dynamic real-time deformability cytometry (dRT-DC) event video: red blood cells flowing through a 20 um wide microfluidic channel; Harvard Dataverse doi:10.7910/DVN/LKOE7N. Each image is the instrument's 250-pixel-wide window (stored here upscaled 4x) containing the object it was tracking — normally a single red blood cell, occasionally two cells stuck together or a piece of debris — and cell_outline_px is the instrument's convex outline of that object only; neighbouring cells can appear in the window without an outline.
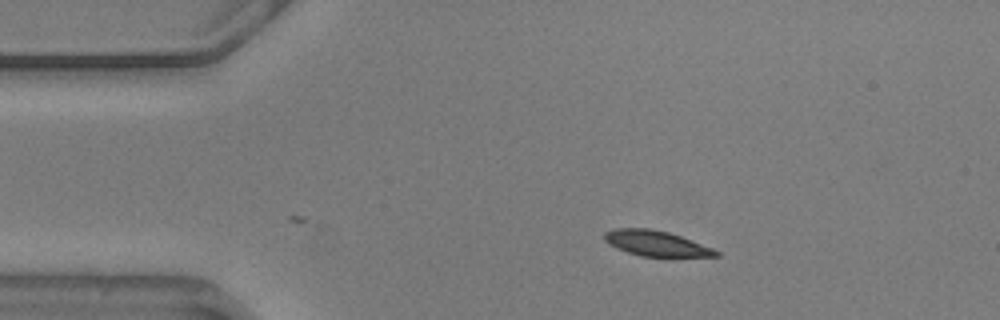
{"species": "common noctule bat (a hibernating species)", "species_latin": "Nyctalus noctula", "temperature_condition": "warm", "stored_images_in_passage": 38, "camera_frame_rate_fps": 3000, "um_per_image_px": 0.085, "animal": {"sex": "male", "body_mass_g": 20.5, "forearm_length_mm": 52.5}, "frame": {"image": 1, "passage_image": 1, "time_ms": 0.0, "image_size_px": [1000, 320], "cell_outline_px": [[720, 256], [640, 256], [616, 248], [604, 240], [604, 232], [616, 228], [648, 228], [668, 232], [680, 236], [712, 248], [720, 252]], "centroid_in_image_um": [55.74, 20.68], "position_along_channel_um": 29.3, "area_um2": 16.24}}
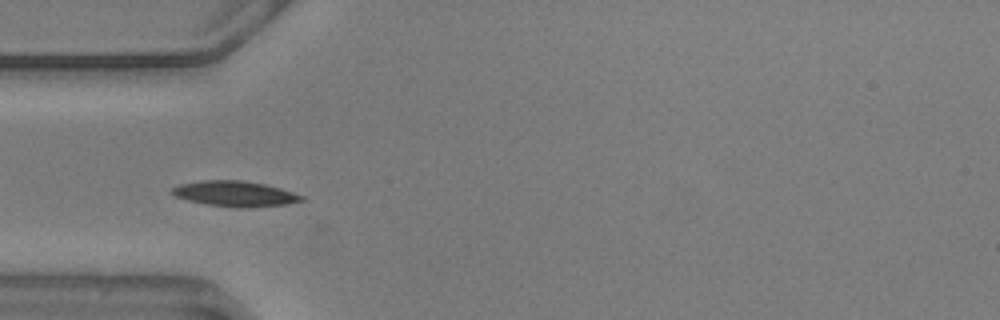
{"frame": {"image": 2, "passage_image": 8, "time_ms": 2.333, "image_size_px": [1000, 320], "cell_outline_px": [[304, 200], [284, 204], [248, 208], [236, 208], [208, 204], [188, 200], [176, 196], [168, 192], [172, 188], [180, 184], [200, 180], [240, 180], [264, 184], [280, 188], [304, 196]], "centroid_in_image_um": [19.94, 16.46], "position_along_channel_um": 65.1, "area_um2": 19.13}}
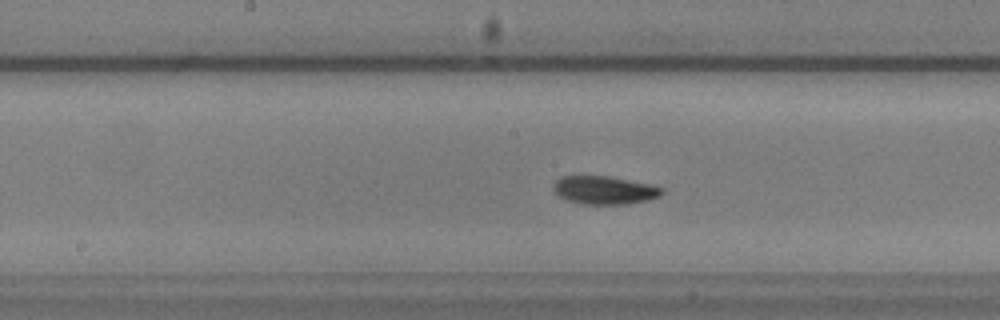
{"frame": {"image": 3, "passage_image": 19, "time_ms": 6.0, "image_size_px": [1000, 320], "cell_outline_px": [[664, 192], [660, 196], [648, 200], [624, 204], [584, 204], [568, 200], [560, 196], [552, 188], [552, 184], [560, 176], [608, 176], [652, 184], [664, 188]], "centroid_in_image_um": [51.4, 16.15], "position_along_channel_um": 196.8, "area_um2": 17.86}, "authors_computed_cell_mechanics": {"area_um2": 17.8024, "velocity_mm_per_s": 3.571, "shape_relaxation_time_tau1_ms": 2.987, "shape_relaxation_time_tau2_ms": 3.8871, "deformation_change_tau1": 0.0923, "deformation_change_tau2": 0.0755}}